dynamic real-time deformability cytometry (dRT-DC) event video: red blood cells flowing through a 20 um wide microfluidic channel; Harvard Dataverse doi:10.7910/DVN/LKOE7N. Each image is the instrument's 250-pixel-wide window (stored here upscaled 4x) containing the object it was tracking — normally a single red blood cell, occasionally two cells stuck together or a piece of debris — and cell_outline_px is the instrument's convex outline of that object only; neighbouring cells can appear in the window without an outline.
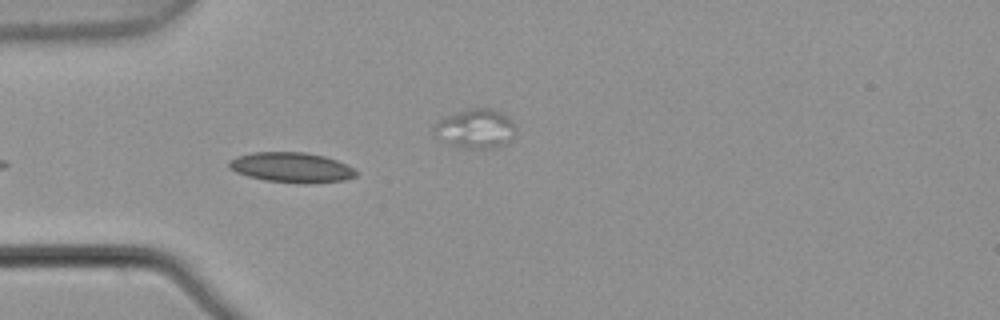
{"species": "common noctule bat (a hibernating species)", "species_latin": "Nyctalus noctula", "temperature_condition": "warm", "stored_images_in_passage": 7, "camera_frame_rate_fps": 3000, "um_per_image_px": 0.085, "animal": {"sex": "male", "body_mass_g": 21.5, "forearm_length_mm": 52.0}, "frame": {"image": 1, "passage_image": 3, "time_ms": 0.667, "image_size_px": [1000, 320], "cell_outline_px": [[356, 176], [344, 180], [300, 184], [264, 180], [248, 176], [236, 172], [228, 168], [228, 160], [236, 156], [252, 152], [304, 152], [324, 156], [336, 160], [352, 168], [356, 172]], "centroid_in_image_um": [24.71, 14.23], "position_along_channel_um": 60.3, "area_um2": 22.25}}
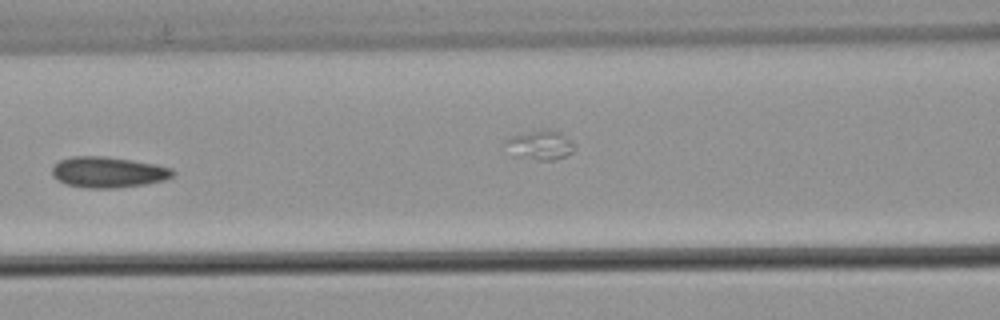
{"frame": {"image": 2, "passage_image": 5, "time_ms": 1.333, "image_size_px": [1000, 320], "cell_outline_px": [[176, 172], [172, 176], [164, 180], [144, 184], [112, 188], [88, 188], [64, 184], [52, 176], [52, 164], [60, 160], [72, 156], [104, 156], [132, 160], [156, 164], [172, 168]], "centroid_in_image_um": [9.16, 14.63], "position_along_channel_um": 157.4, "area_um2": 21.79}}
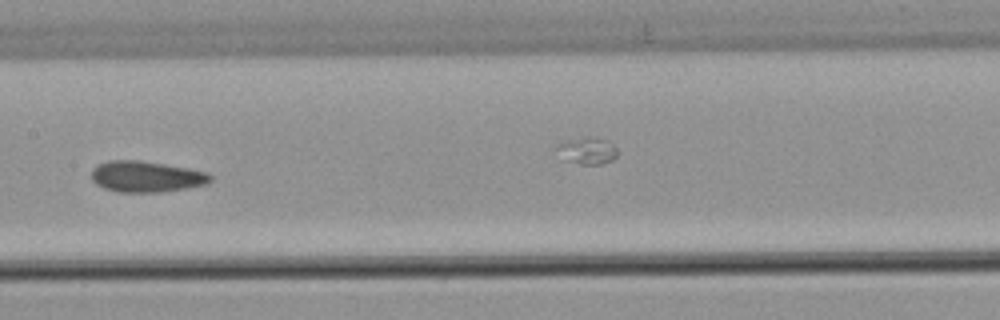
{"frame": {"image": 3, "passage_image": 6, "time_ms": 1.667, "image_size_px": [1000, 320], "cell_outline_px": [[212, 180], [208, 184], [188, 188], [160, 192], [116, 192], [104, 188], [96, 184], [92, 180], [92, 168], [96, 164], [108, 160], [140, 160], [188, 168], [208, 172], [212, 176]], "centroid_in_image_um": [12.43, 15.01], "position_along_channel_um": 195.0, "area_um2": 21.79}}